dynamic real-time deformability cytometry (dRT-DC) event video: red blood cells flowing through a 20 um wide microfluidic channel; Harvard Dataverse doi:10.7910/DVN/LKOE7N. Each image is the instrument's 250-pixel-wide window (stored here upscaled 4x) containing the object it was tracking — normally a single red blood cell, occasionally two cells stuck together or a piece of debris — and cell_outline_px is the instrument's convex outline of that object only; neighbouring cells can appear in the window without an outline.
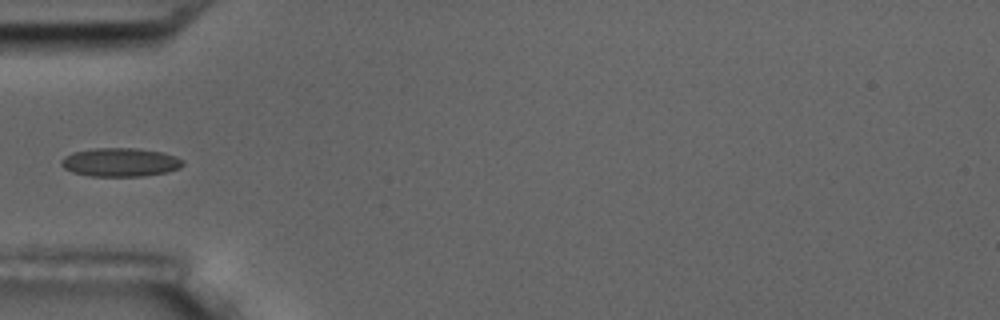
{"species": "common noctule bat (a hibernating species)", "species_latin": "Nyctalus noctula", "temperature_condition": "room temperature", "stored_images_in_passage": 6, "camera_frame_rate_fps": 3000, "um_per_image_px": 0.085, "animal": {"sex": "male", "body_mass_g": 17.5, "forearm_length_mm": 52.3}, "frame": {"image": 1, "passage_image": 4, "time_ms": 4.333, "image_size_px": [1000, 320], "cell_outline_px": [[184, 164], [180, 168], [168, 172], [144, 176], [92, 176], [72, 172], [64, 168], [60, 164], [60, 160], [64, 156], [72, 152], [96, 148], [136, 148], [164, 152], [176, 156], [184, 160]], "centroid_in_image_um": [10.24, 13.79], "position_along_channel_um": 74.8, "area_um2": 20.52}}